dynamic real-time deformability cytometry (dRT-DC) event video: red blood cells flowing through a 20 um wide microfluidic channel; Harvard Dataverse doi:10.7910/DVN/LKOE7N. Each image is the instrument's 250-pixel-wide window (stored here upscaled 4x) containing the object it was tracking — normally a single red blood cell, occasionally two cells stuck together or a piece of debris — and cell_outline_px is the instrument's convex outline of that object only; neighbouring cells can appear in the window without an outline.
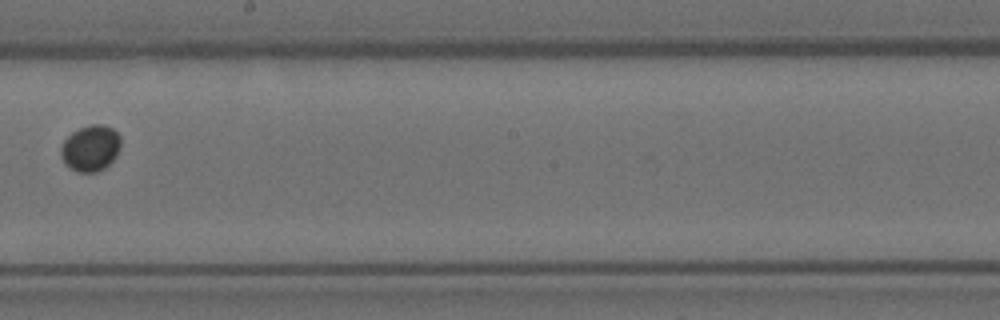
{"species": "Egyptian fruit bat (a non-hibernating species)", "species_latin": "Rousettus aegyptiacus", "temperature_condition": "room temperature", "stored_images_in_passage": 6, "camera_frame_rate_fps": 3000, "um_per_image_px": 0.085, "animal": {"sex": "female"}, "frame": {"image": 1, "passage_image": 6, "time_ms": 1.667, "image_size_px": [1000, 320], "cell_outline_px": [[120, 148], [116, 156], [104, 168], [96, 172], [76, 172], [60, 156], [60, 148], [64, 140], [72, 132], [80, 128], [92, 124], [104, 124], [112, 128], [120, 136]], "centroid_in_image_um": [7.7, 12.58], "position_along_channel_um": 240.5, "area_um2": 15.95}}